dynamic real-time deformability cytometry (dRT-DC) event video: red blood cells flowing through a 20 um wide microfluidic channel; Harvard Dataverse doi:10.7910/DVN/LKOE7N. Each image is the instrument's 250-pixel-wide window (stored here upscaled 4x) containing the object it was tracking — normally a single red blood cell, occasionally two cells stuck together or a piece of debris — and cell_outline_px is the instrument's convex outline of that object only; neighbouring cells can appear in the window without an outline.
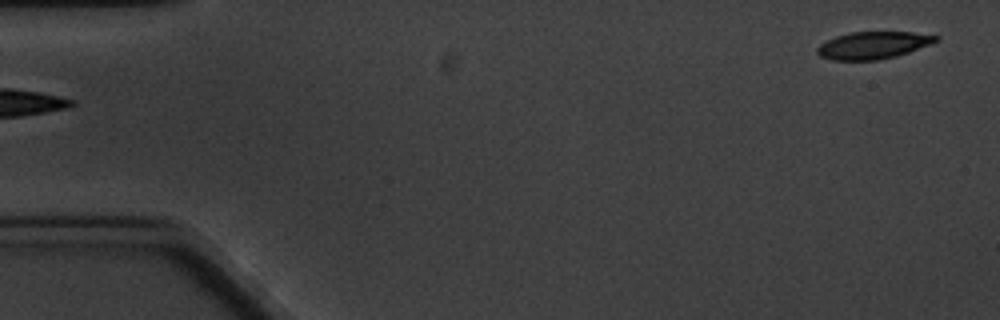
{"species": "common noctule bat (a hibernating species)", "species_latin": "Nyctalus noctula", "temperature_condition": "cold", "stored_images_in_passage": 5, "camera_frame_rate_fps": 3000, "um_per_image_px": 0.085, "animal": {"sex": "male", "body_mass_g": 20.1, "forearm_length_mm": 53.5}, "frame": {"image": 1, "passage_image": 1, "time_ms": 0.0, "image_size_px": [1000, 320], "cell_outline_px": [[940, 40], [932, 44], [896, 56], [880, 60], [832, 60], [820, 56], [816, 52], [816, 48], [820, 44], [836, 36], [852, 32], [912, 32], [940, 36]], "centroid_in_image_um": [74.24, 3.85], "position_along_channel_um": 10.8, "area_um2": 18.9}}